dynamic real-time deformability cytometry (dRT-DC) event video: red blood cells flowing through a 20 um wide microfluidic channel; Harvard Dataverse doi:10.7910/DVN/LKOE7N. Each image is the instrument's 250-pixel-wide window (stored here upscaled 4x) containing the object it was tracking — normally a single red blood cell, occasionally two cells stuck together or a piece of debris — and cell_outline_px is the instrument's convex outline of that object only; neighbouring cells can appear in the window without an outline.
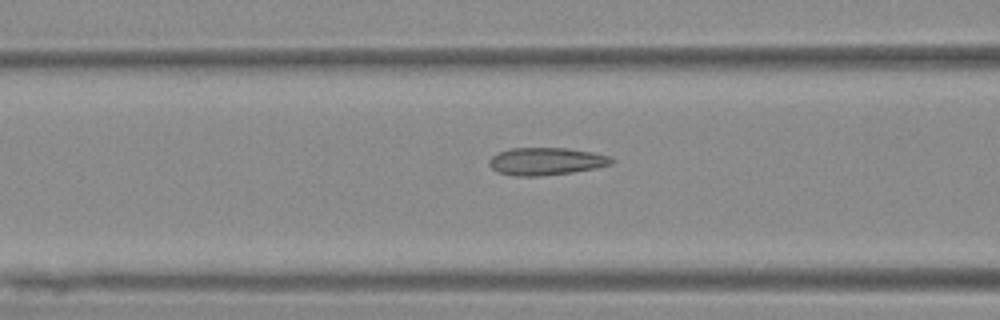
{"species": "Egyptian fruit bat (a non-hibernating species)", "species_latin": "Rousettus aegyptiacus", "temperature_condition": "warm", "stored_images_in_passage": 36, "camera_frame_rate_fps": 3000, "um_per_image_px": 0.085, "animal": {"sex": "female"}, "frame": {"image": 1, "passage_image": 14, "time_ms": 4.333, "image_size_px": [1000, 320], "cell_outline_px": [[616, 160], [612, 164], [596, 168], [572, 172], [540, 176], [516, 176], [496, 172], [488, 164], [488, 160], [496, 152], [508, 148], [568, 148], [592, 152], [608, 156]], "centroid_in_image_um": [46.38, 13.71], "position_along_channel_um": 120.2, "area_um2": 19.83}}
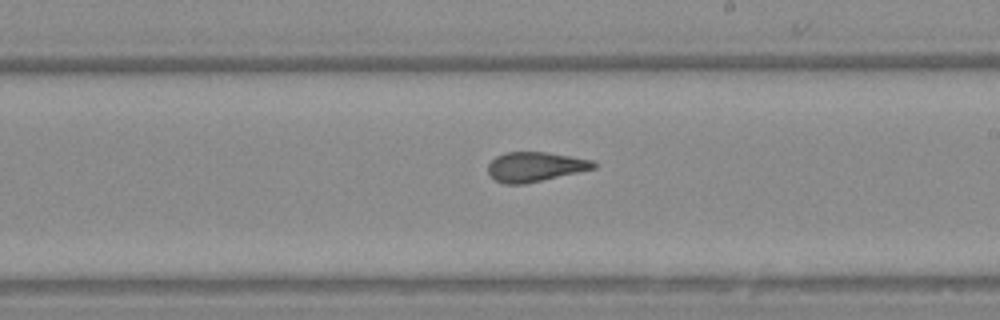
{"frame": {"image": 2, "passage_image": 24, "time_ms": 7.667, "image_size_px": [1000, 320], "cell_outline_px": [[596, 168], [524, 184], [504, 184], [496, 180], [488, 172], [488, 164], [496, 156], [504, 152], [544, 152], [572, 156], [596, 160]], "centroid_in_image_um": [45.5, 14.16], "position_along_channel_um": 243.5, "area_um2": 18.21}}
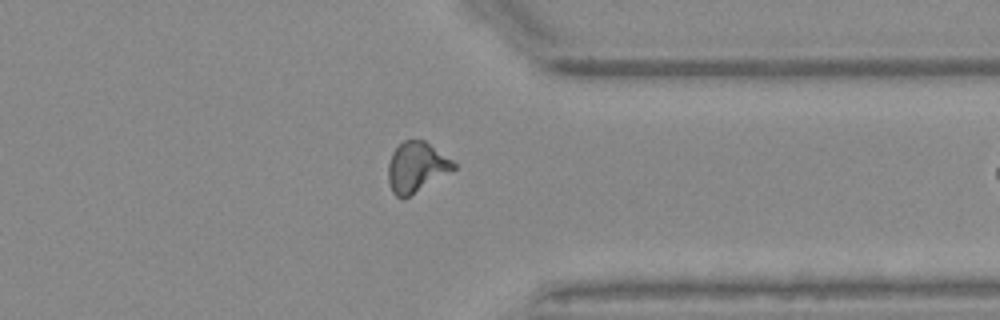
{"frame": {"image": 3, "passage_image": 35, "time_ms": 11.333, "image_size_px": [1000, 320], "cell_outline_px": [[456, 168], [404, 200], [396, 196], [392, 192], [388, 180], [388, 164], [392, 152], [404, 140], [424, 140], [452, 160], [456, 164]], "centroid_in_image_um": [35.37, 14.23], "position_along_channel_um": 376.0, "area_um2": 19.07}}